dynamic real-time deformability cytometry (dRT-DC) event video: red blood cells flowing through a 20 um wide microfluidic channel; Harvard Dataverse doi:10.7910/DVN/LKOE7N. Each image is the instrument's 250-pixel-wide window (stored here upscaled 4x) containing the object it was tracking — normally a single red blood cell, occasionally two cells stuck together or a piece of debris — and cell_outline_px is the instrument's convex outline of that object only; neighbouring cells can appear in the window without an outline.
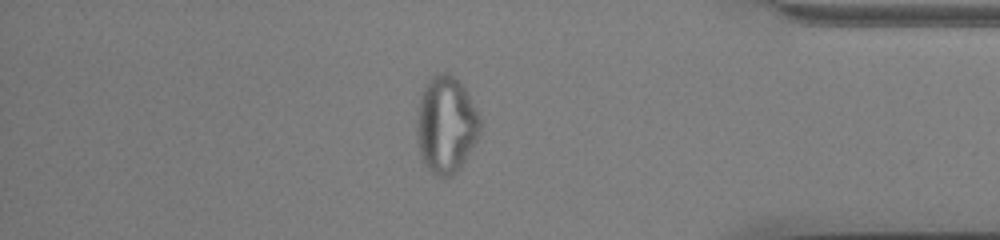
{"species": "common noctule bat (a hibernating species)", "species_latin": "Nyctalus noctula", "temperature_condition": "cold", "stored_images_in_passage": 58, "camera_frame_rate_fps": 3000, "um_per_image_px": 0.085, "animal": {"sex": "male", "body_mass_g": 13.0, "forearm_length_mm": 53.1}, "frame": {"image": 1, "passage_image": 50, "time_ms": 16.333, "image_size_px": [1000, 240], "cell_outline_px": [[484, 124], [476, 140], [460, 168], [452, 176], [436, 176], [424, 164], [420, 156], [416, 132], [416, 120], [420, 92], [424, 84], [432, 76], [440, 72], [448, 72], [464, 88], [476, 108]], "centroid_in_image_um": [37.9, 10.59], "position_along_channel_um": 397.3, "area_um2": 36.13}}